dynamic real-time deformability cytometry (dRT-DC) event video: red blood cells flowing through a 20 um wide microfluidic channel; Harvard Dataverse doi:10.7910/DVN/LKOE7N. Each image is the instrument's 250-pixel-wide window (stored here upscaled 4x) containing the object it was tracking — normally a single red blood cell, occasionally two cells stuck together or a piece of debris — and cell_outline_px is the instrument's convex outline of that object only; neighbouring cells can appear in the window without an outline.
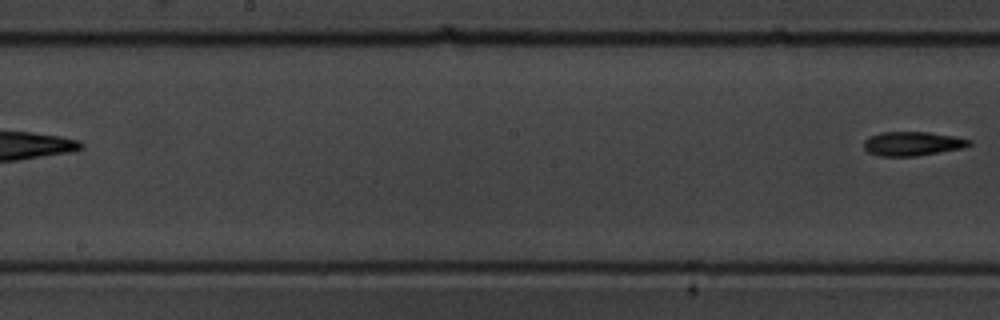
{"species": "common noctule bat (a hibernating species)", "species_latin": "Nyctalus noctula", "temperature_condition": "warm", "stored_images_in_passage": 9, "segment_of_instrument_passage": [2, 2], "camera_frame_rate_fps": 3000, "um_per_image_px": 0.085, "animal": {"sex": "male", "body_mass_g": 19.5, "forearm_length_mm": 54.6}, "frame": {"image": 1, "passage_image": 9, "time_ms": 9.667, "image_size_px": [1000, 320], "cell_outline_px": [[972, 144], [964, 148], [916, 156], [880, 156], [868, 152], [864, 148], [864, 140], [868, 136], [880, 132], [928, 132], [952, 136], [972, 140]], "centroid_in_image_um": [77.55, 12.21], "position_along_channel_um": 170.7, "area_um2": 14.85}}